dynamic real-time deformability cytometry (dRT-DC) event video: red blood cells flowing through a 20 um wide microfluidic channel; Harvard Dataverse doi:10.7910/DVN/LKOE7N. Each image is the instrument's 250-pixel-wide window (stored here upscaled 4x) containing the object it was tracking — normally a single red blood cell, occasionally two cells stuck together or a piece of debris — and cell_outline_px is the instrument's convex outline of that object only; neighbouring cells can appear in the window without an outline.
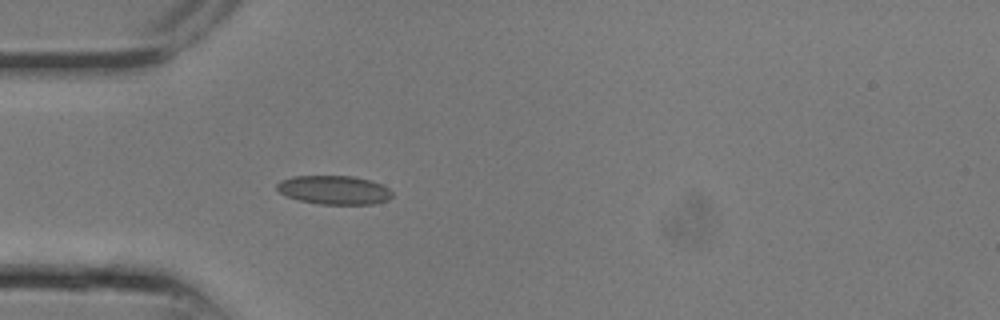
{"species": "common noctule bat (a hibernating species)", "species_latin": "Nyctalus noctula", "temperature_condition": "room temperature", "stored_images_in_passage": 8, "camera_frame_rate_fps": 3000, "um_per_image_px": 0.085, "animal": {"sex": "male", "body_mass_g": 13.3}, "frame": {"image": 1, "passage_image": 5, "time_ms": 1.333, "image_size_px": [1000, 320], "cell_outline_px": [[392, 196], [388, 200], [372, 204], [320, 204], [300, 200], [288, 196], [280, 192], [276, 188], [276, 184], [280, 180], [292, 176], [352, 176], [368, 180], [380, 184], [388, 188], [392, 192]], "centroid_in_image_um": [28.38, 16.14], "position_along_channel_um": 56.6, "area_um2": 19.19}}
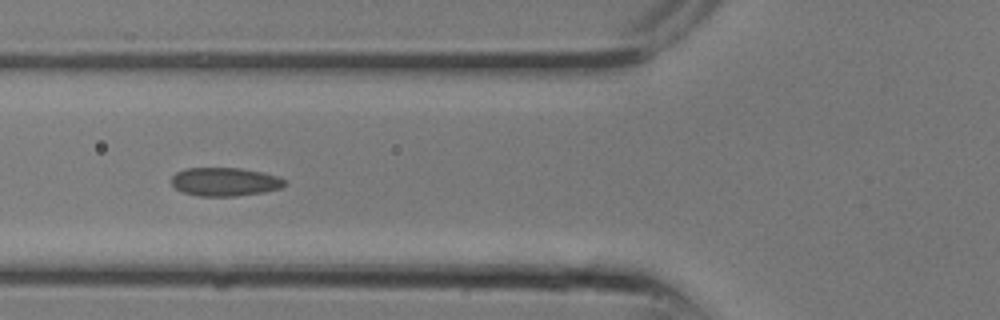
{"frame": {"image": 2, "passage_image": 7, "time_ms": 2.0, "image_size_px": [1000, 320], "cell_outline_px": [[288, 184], [280, 188], [264, 192], [236, 196], [200, 196], [184, 192], [176, 188], [172, 184], [172, 176], [176, 172], [184, 168], [240, 168], [260, 172], [276, 176], [284, 180]], "centroid_in_image_um": [19.1, 15.45], "position_along_channel_um": 106.7, "area_um2": 18.67}}